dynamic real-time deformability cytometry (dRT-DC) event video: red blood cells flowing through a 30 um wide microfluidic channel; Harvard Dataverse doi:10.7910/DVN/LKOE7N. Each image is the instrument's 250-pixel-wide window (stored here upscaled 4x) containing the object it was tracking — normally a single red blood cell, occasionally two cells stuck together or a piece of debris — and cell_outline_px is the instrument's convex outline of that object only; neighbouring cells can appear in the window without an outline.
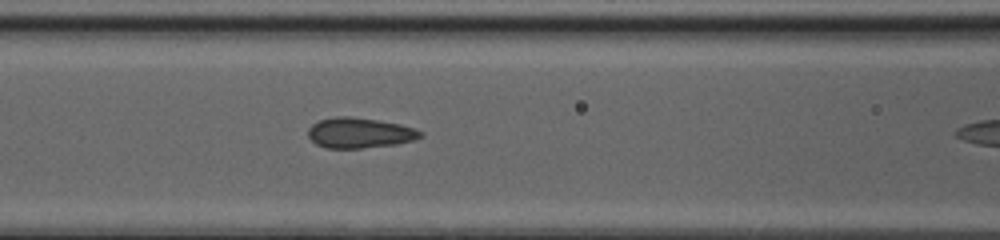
{"species": "common noctule bat (a hibernating species)", "species_latin": "Nyctalus noctula", "temperature_condition": "cold", "stored_images_in_passage": 11, "camera_frame_rate_fps": 3000, "um_per_image_px": 0.085, "animal": {"sex": "female", "body_mass_g": 20.0, "forearm_length_mm": 54.0}, "frame": {"image": 1, "passage_image": 10, "time_ms": 3.0, "image_size_px": [1000, 240], "cell_outline_px": [[424, 136], [412, 140], [396, 144], [360, 148], [328, 148], [316, 144], [308, 136], [308, 128], [312, 124], [320, 120], [336, 116], [352, 116], [400, 124], [424, 132]], "centroid_in_image_um": [30.56, 11.29], "position_along_channel_um": 136.0, "area_um2": 19.77}}